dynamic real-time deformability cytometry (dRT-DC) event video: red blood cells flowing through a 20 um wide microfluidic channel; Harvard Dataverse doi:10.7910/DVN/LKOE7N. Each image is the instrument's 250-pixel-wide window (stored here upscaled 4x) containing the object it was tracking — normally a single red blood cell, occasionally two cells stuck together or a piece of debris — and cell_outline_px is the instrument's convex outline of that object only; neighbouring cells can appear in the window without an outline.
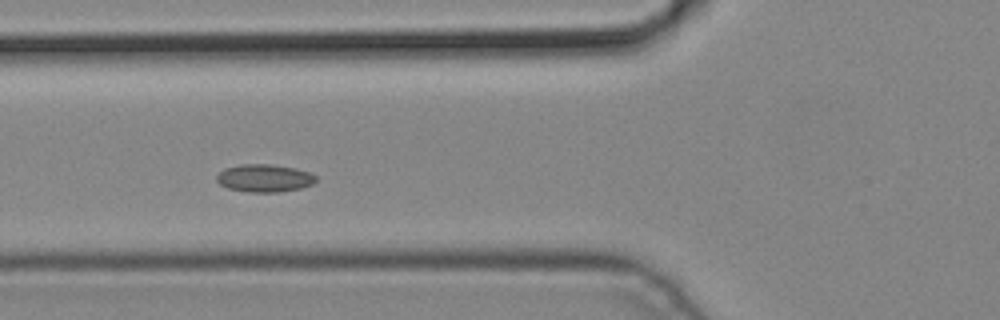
{"species": "common noctule bat (a hibernating species)", "species_latin": "Nyctalus noctula", "temperature_condition": "cold", "stored_images_in_passage": 5, "camera_frame_rate_fps": 3000, "um_per_image_px": 0.085, "animal": {"sex": "male", "body_mass_g": 19.2, "forearm_length_mm": 51.8}, "frame": {"image": 1, "passage_image": 4, "time_ms": 1.0, "image_size_px": [1000, 320], "cell_outline_px": [[316, 180], [312, 184], [300, 188], [280, 192], [248, 192], [228, 188], [220, 184], [216, 180], [216, 176], [224, 168], [240, 164], [272, 164], [296, 168], [312, 172], [316, 176]], "centroid_in_image_um": [22.49, 15.13], "position_along_channel_um": 103.3, "area_um2": 16.18}}
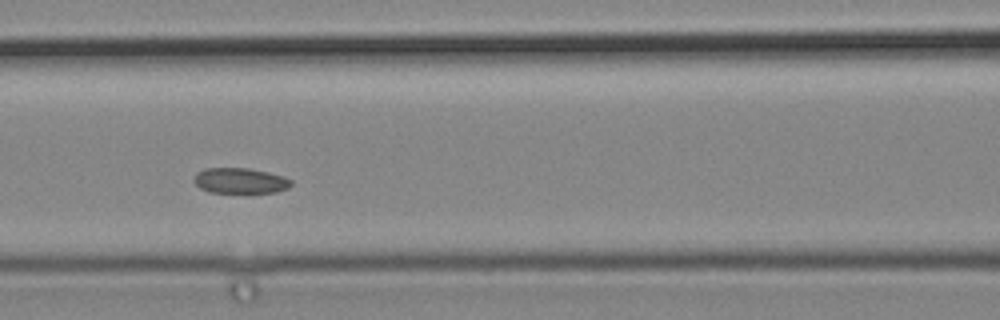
{"frame": {"image": 2, "passage_image": 5, "time_ms": 1.333, "image_size_px": [1000, 320], "cell_outline_px": [[292, 184], [288, 188], [276, 192], [208, 192], [200, 188], [192, 180], [196, 172], [204, 168], [248, 168], [268, 172], [284, 176], [292, 180]], "centroid_in_image_um": [20.4, 15.35], "position_along_channel_um": 146.2, "area_um2": 14.51}}